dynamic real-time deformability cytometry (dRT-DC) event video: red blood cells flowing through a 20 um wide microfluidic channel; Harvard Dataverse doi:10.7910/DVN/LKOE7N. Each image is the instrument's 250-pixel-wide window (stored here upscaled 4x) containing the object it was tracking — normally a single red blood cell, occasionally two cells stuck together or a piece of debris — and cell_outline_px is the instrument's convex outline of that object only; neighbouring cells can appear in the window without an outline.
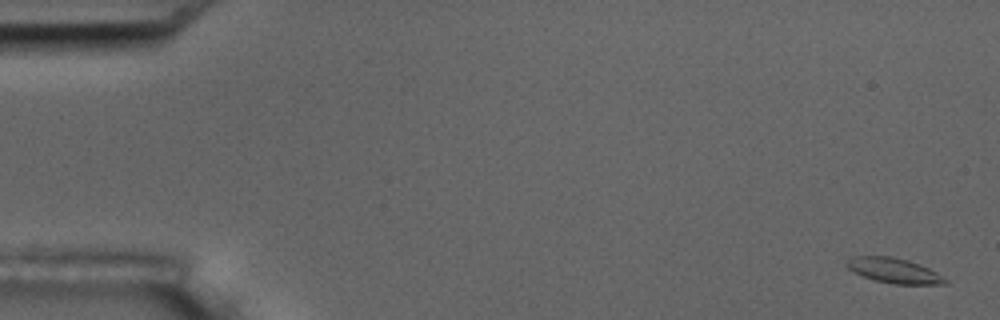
{"species": "common noctule bat (a hibernating species)", "species_latin": "Nyctalus noctula", "temperature_condition": "room temperature", "stored_images_in_passage": 5, "camera_frame_rate_fps": 3000, "um_per_image_px": 0.085, "animal": {"sex": "male", "body_mass_g": 17.5, "forearm_length_mm": 52.3}, "frame": {"image": 1, "passage_image": 1, "time_ms": 0.0, "image_size_px": [1000, 320], "cell_outline_px": [[948, 284], [892, 284], [872, 280], [852, 272], [844, 264], [852, 256], [892, 256], [908, 260], [920, 264], [936, 272], [948, 280]], "centroid_in_image_um": [75.96, 23.0], "position_along_channel_um": 9.0, "area_um2": 14.57}}
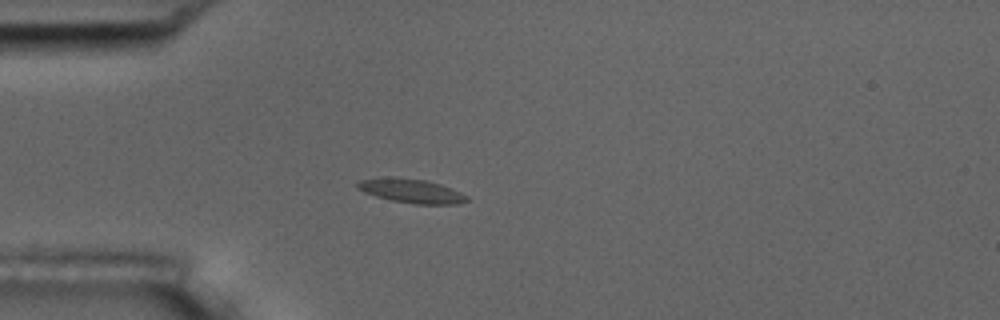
{"frame": {"image": 2, "passage_image": 5, "time_ms": 4.667, "image_size_px": [1000, 320], "cell_outline_px": [[468, 200], [460, 204], [416, 204], [392, 200], [376, 196], [364, 192], [356, 188], [356, 184], [360, 180], [388, 176], [424, 180], [440, 184], [452, 188], [468, 196]], "centroid_in_image_um": [34.96, 16.22], "position_along_channel_um": 50.0, "area_um2": 15.32}}